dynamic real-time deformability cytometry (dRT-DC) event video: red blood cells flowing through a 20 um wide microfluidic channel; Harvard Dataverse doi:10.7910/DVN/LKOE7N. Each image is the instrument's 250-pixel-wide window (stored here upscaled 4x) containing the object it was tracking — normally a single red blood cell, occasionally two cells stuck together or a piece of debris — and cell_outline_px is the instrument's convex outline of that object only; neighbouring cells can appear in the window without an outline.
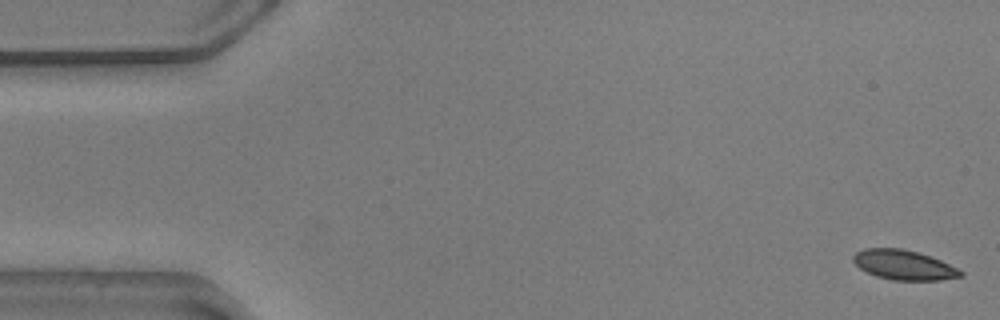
{"species": "common noctule bat (a hibernating species)", "species_latin": "Nyctalus noctula", "temperature_condition": "warm", "stored_images_in_passage": 56, "camera_frame_rate_fps": 3000, "um_per_image_px": 0.085, "animal": {"sex": "male", "body_mass_g": 20.5, "forearm_length_mm": 52.5}, "frame": {"image": 1, "passage_image": 1, "time_ms": 0.0, "image_size_px": [1000, 320], "cell_outline_px": [[964, 276], [940, 280], [892, 280], [876, 276], [860, 268], [852, 260], [852, 256], [856, 252], [864, 248], [900, 248], [916, 252], [940, 260], [964, 272]], "centroid_in_image_um": [76.8, 22.52], "position_along_channel_um": 8.2, "area_um2": 18.44}}
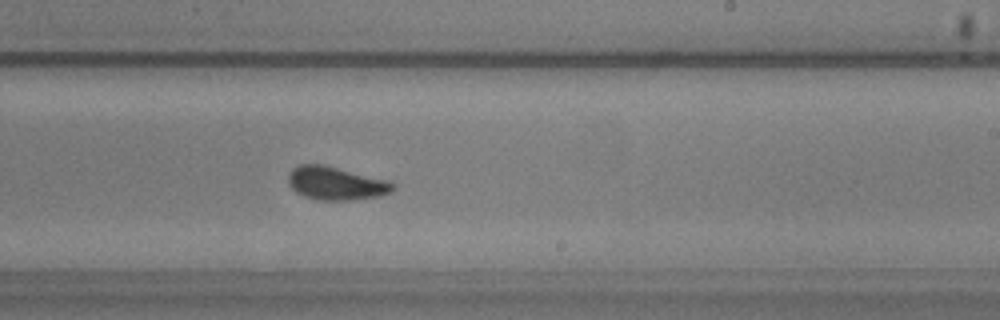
{"frame": {"image": 2, "passage_image": 33, "time_ms": 10.667, "image_size_px": [1000, 320], "cell_outline_px": [[396, 188], [392, 192], [380, 196], [352, 200], [320, 200], [304, 196], [296, 192], [288, 184], [288, 172], [292, 168], [300, 164], [324, 164], [384, 180], [396, 184]], "centroid_in_image_um": [28.53, 15.58], "position_along_channel_um": 260.5, "area_um2": 20.29}}
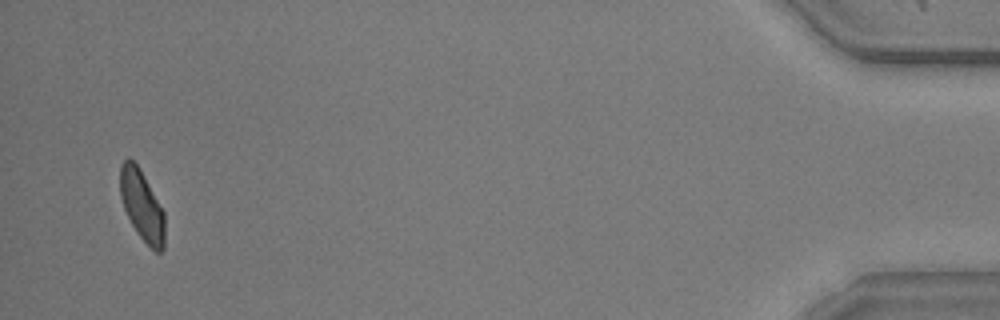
{"frame": {"image": 3, "passage_image": 54, "time_ms": 17.667, "image_size_px": [1000, 320], "cell_outline_px": [[164, 248], [160, 252], [156, 252], [136, 232], [124, 208], [120, 196], [120, 164], [128, 156], [140, 168], [164, 212]], "centroid_in_image_um": [12.05, 17.43], "position_along_channel_um": 423.2, "area_um2": 18.15}, "authors_computed_cell_mechanics": {"area_um2": 19.6231, "velocity_mm_per_s": 3.5778, "shape_relaxation_time_tau1_ms": 2.8129, "shape_relaxation_time_tau2_ms": 0.9837, "deformation_change_tau1": 0.1017, "deformation_change_tau2": 0.0342}}